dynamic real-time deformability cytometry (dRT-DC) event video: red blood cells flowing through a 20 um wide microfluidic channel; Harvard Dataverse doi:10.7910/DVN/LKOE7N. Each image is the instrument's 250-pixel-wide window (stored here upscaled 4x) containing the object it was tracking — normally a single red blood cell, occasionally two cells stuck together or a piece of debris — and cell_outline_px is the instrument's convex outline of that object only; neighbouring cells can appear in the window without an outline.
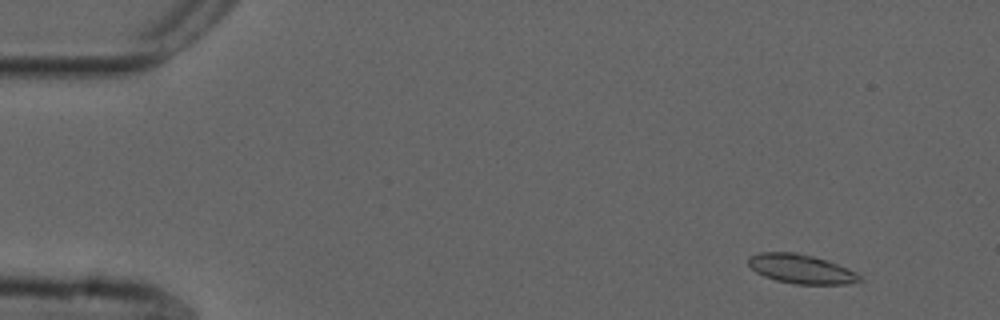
{"species": "common noctule bat (a hibernating species)", "species_latin": "Nyctalus noctula", "temperature_condition": "cold", "stored_images_in_passage": 52, "camera_frame_rate_fps": 3000, "um_per_image_px": 0.085, "animal": {"sex": "male", "forearm_length_mm": 52.5}, "frame": {"image": 1, "passage_image": 2, "time_ms": 0.333, "image_size_px": [1000, 320], "cell_outline_px": [[864, 280], [848, 284], [796, 284], [776, 280], [764, 276], [756, 272], [748, 264], [748, 260], [752, 256], [760, 252], [796, 252], [828, 260], [856, 272]], "centroid_in_image_um": [68.12, 22.86], "position_along_channel_um": 16.9, "area_um2": 18.84}}
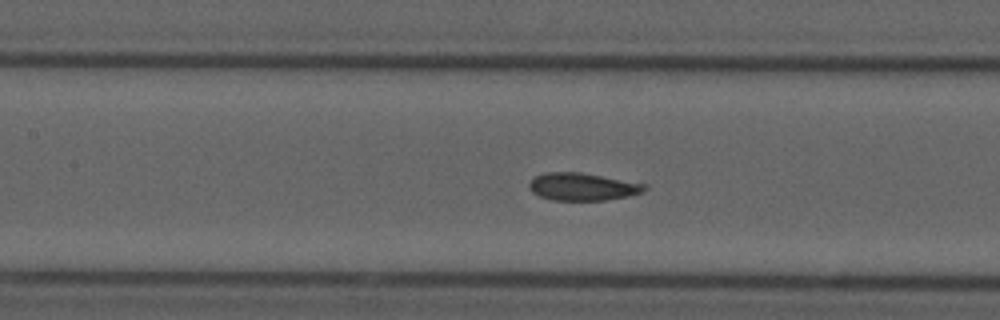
{"frame": {"image": 2, "passage_image": 22, "time_ms": 7.0, "image_size_px": [1000, 320], "cell_outline_px": [[648, 188], [644, 192], [628, 196], [604, 200], [552, 200], [540, 196], [532, 192], [528, 188], [528, 184], [536, 176], [544, 172], [580, 172], [648, 184]], "centroid_in_image_um": [49.54, 15.87], "position_along_channel_um": 157.9, "area_um2": 18.61}}
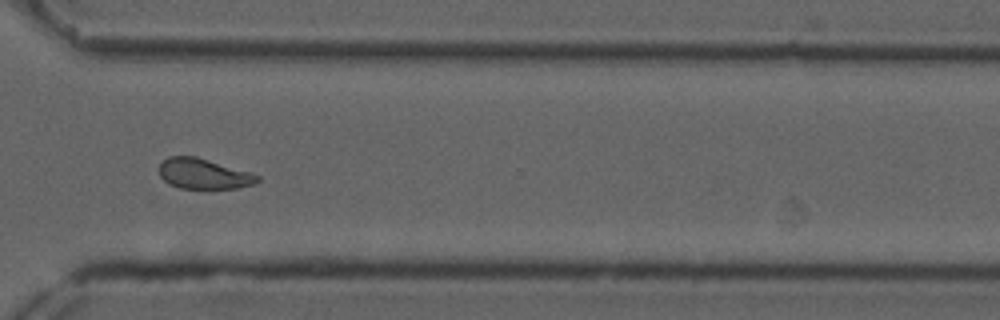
{"frame": {"image": 3, "passage_image": 38, "time_ms": 12.333, "image_size_px": [1000, 320], "cell_outline_px": [[260, 180], [256, 184], [236, 188], [180, 188], [168, 184], [160, 176], [160, 164], [168, 156], [196, 156], [248, 172], [260, 176]], "centroid_in_image_um": [17.3, 14.78], "position_along_channel_um": 353.3, "area_um2": 17.22}, "authors_computed_cell_mechanics": {"area_um2": 18.6983, "velocity_mm_per_s": 3.6676, "shape_relaxation_time_tau1_ms": 9.3928, "shape_relaxation_time_tau2_ms": null, "deformation_change_tau1": 0.1859, "deformation_change_tau2": null}}